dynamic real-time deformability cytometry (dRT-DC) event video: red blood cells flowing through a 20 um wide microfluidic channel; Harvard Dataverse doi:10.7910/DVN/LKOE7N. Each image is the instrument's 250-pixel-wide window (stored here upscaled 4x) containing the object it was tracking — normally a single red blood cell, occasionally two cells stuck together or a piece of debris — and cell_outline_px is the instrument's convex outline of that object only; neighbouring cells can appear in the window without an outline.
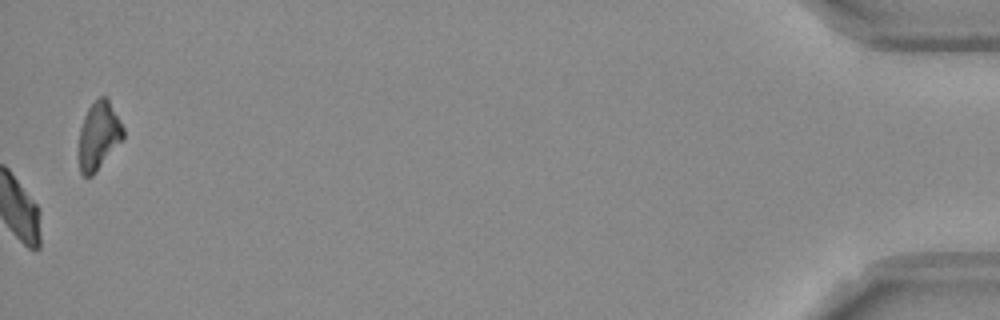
{"species": "Egyptian fruit bat (a non-hibernating species)", "species_latin": "Rousettus aegyptiacus", "temperature_condition": "room temperature", "stored_images_in_passage": 55, "camera_frame_rate_fps": 3000, "um_per_image_px": 0.085, "frame": {"image": 1, "passage_image": 55, "time_ms": 18.0, "image_size_px": [1000, 320], "cell_outline_px": [[124, 140], [96, 172], [92, 176], [84, 176], [80, 172], [80, 128], [84, 116], [88, 108], [100, 96], [108, 96], [124, 128]], "centroid_in_image_um": [8.44, 11.51], "position_along_channel_um": 426.8, "area_um2": 17.69}, "authors_computed_cell_mechanics": {"area_um2": 18.9006, "velocity_mm_per_s": 3.7346, "shape_relaxation_time_tau1_ms": 5.0198, "shape_relaxation_time_tau2_ms": 7.1445, "deformation_change_tau1": 0.1275, "deformation_change_tau2": 0.1124}}